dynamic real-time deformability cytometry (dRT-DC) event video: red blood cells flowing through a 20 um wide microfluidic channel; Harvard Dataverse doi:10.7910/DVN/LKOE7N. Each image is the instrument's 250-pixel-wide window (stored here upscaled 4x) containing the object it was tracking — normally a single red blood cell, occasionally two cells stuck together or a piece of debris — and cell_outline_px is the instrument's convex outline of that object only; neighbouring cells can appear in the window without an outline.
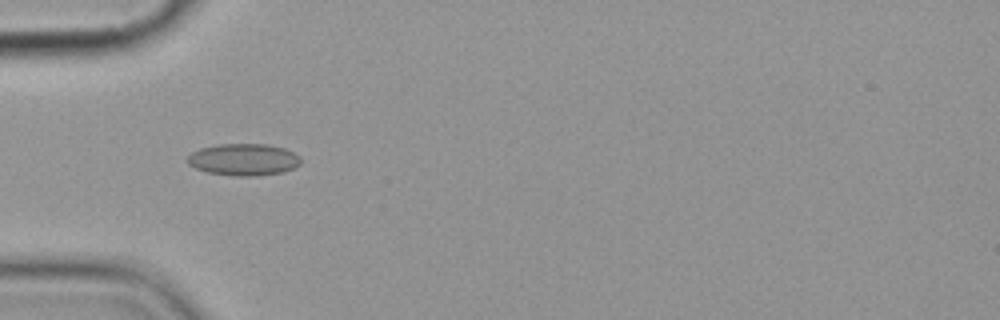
{"species": "common noctule bat (a hibernating species)", "species_latin": "Nyctalus noctula", "temperature_condition": "cold", "stored_images_in_passage": 8, "camera_frame_rate_fps": 3000, "um_per_image_px": 0.085, "animal": {"sex": "female", "body_mass_g": 19.9}, "frame": {"image": 1, "passage_image": 3, "time_ms": 2.333, "image_size_px": [1000, 320], "cell_outline_px": [[300, 164], [284, 172], [256, 176], [232, 176], [208, 172], [196, 168], [188, 164], [188, 156], [192, 152], [200, 148], [220, 144], [268, 144], [284, 148], [300, 156]], "centroid_in_image_um": [20.71, 13.56], "position_along_channel_um": 64.3, "area_um2": 21.04}}
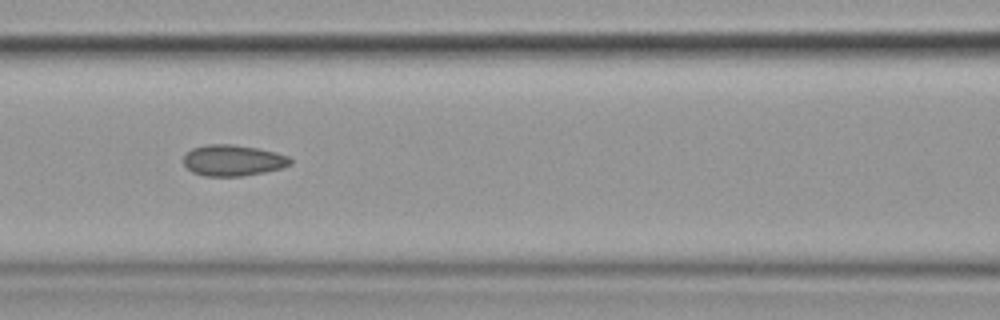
{"frame": {"image": 2, "passage_image": 5, "time_ms": 4.667, "image_size_px": [1000, 320], "cell_outline_px": [[292, 164], [280, 168], [264, 172], [240, 176], [204, 176], [192, 172], [184, 164], [184, 156], [192, 148], [208, 144], [232, 144], [256, 148], [276, 152], [288, 156], [292, 160]], "centroid_in_image_um": [19.8, 13.63], "position_along_channel_um": 146.8, "area_um2": 19.25}}
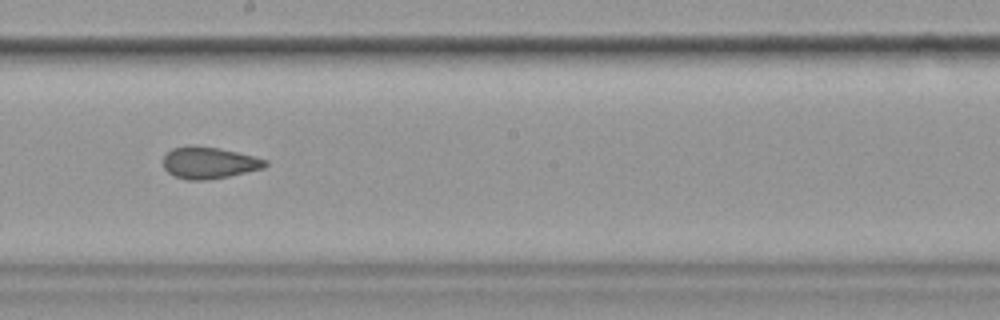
{"frame": {"image": 3, "passage_image": 7, "time_ms": 7.0, "image_size_px": [1000, 320], "cell_outline_px": [[268, 164], [264, 168], [228, 176], [208, 180], [184, 180], [168, 172], [164, 168], [164, 156], [172, 148], [216, 148], [236, 152], [268, 160]], "centroid_in_image_um": [17.8, 13.88], "position_along_channel_um": 230.4, "area_um2": 18.15}}